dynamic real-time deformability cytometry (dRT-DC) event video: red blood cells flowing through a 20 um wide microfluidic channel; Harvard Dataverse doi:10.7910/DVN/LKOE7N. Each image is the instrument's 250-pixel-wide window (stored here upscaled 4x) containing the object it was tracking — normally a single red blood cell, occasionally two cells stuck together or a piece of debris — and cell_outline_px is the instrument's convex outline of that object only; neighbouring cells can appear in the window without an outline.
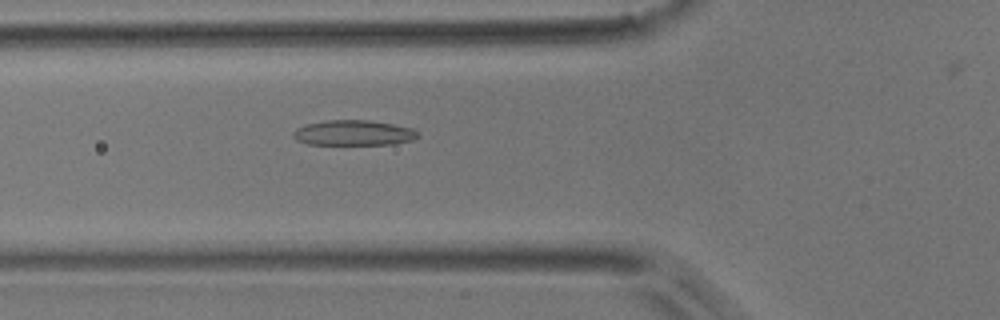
{"species": "common noctule bat (a hibernating species)", "species_latin": "Nyctalus noctula", "temperature_condition": "room temperature", "stored_images_in_passage": 6, "camera_frame_rate_fps": 3000, "um_per_image_px": 0.085, "animal": {"sex": "male", "body_mass_g": 17.9}, "frame": {"image": 1, "passage_image": 6, "time_ms": 7.0, "image_size_px": [1000, 320], "cell_outline_px": [[420, 136], [412, 140], [392, 144], [308, 144], [296, 140], [292, 136], [292, 132], [296, 128], [304, 124], [328, 120], [368, 120], [392, 124], [412, 128], [420, 132]], "centroid_in_image_um": [30.04, 11.29], "position_along_channel_um": 95.8, "area_um2": 18.44}}